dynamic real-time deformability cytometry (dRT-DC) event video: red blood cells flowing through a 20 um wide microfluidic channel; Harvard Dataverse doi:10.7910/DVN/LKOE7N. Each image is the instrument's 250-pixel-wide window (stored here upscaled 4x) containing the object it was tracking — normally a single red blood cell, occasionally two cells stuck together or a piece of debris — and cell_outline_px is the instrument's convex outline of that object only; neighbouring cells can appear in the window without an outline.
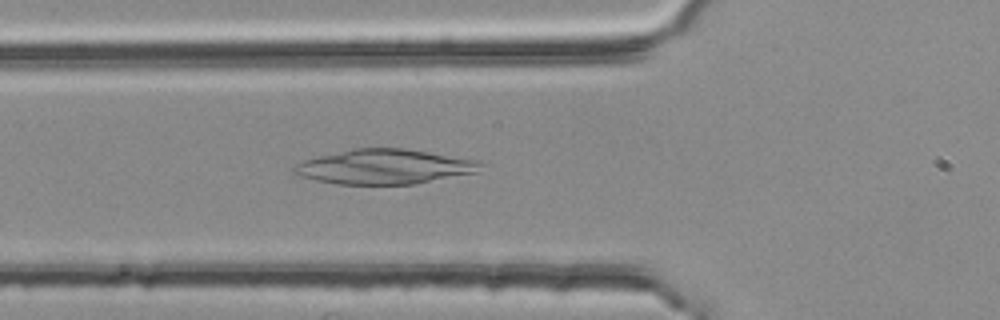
{"species": "common noctule bat (a hibernating species)", "species_latin": "Nyctalus noctula", "temperature_condition": "room temperature", "stored_images_in_passage": 38, "camera_frame_rate_fps": 3000, "um_per_image_px": 0.085, "animal": {"sex": "female", "body_mass_g": 25.1}, "frame": {"image": 1, "passage_image": 4, "time_ms": 1.0, "image_size_px": [1000, 320], "cell_outline_px": [[488, 164], [476, 172], [416, 184], [340, 184], [316, 180], [296, 176], [292, 172], [292, 168], [296, 164], [304, 160], [316, 156], [352, 148], [404, 148], [480, 160]], "centroid_in_image_um": [32.69, 14.16], "position_along_channel_um": 93.1, "area_um2": 38.15}}
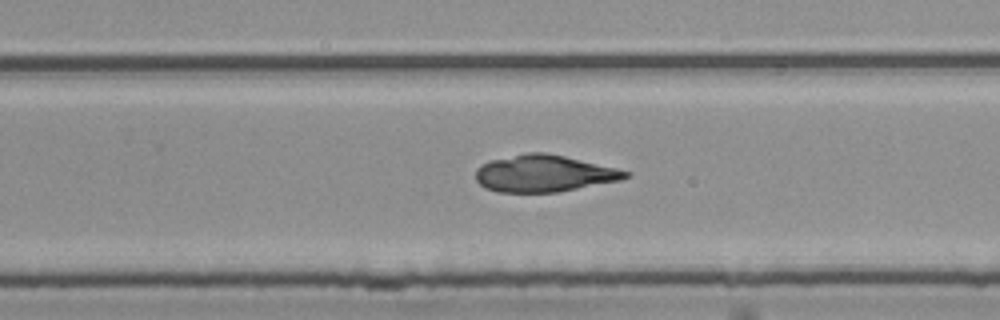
{"frame": {"image": 2, "passage_image": 19, "time_ms": 6.0, "image_size_px": [1000, 320], "cell_outline_px": [[632, 176], [620, 180], [556, 192], [496, 192], [484, 188], [476, 180], [476, 168], [480, 164], [492, 160], [528, 152], [544, 152], [564, 156], [616, 168], [632, 172]], "centroid_in_image_um": [46.23, 14.75], "position_along_channel_um": 283.6, "area_um2": 32.02}}
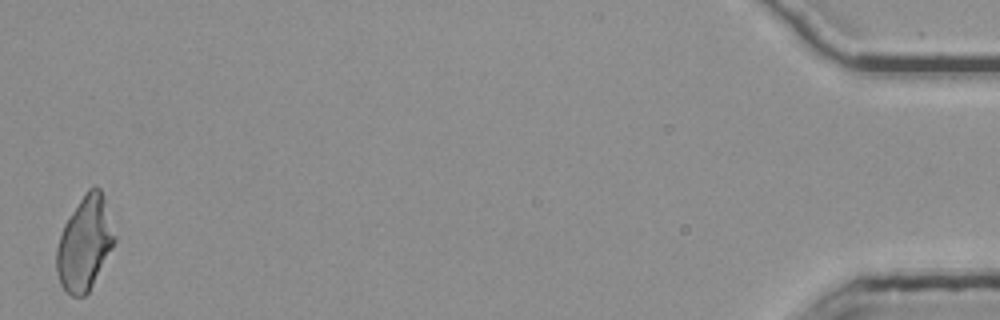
{"frame": {"image": 3, "passage_image": 38, "time_ms": 12.333, "image_size_px": [1000, 320], "cell_outline_px": [[116, 240], [112, 248], [88, 292], [84, 296], [72, 296], [60, 284], [56, 272], [56, 248], [64, 224], [84, 192], [88, 188], [96, 184], [100, 188], [104, 196], [116, 236]], "centroid_in_image_um": [7.2, 20.65], "position_along_channel_um": 428.0, "area_um2": 31.62}}